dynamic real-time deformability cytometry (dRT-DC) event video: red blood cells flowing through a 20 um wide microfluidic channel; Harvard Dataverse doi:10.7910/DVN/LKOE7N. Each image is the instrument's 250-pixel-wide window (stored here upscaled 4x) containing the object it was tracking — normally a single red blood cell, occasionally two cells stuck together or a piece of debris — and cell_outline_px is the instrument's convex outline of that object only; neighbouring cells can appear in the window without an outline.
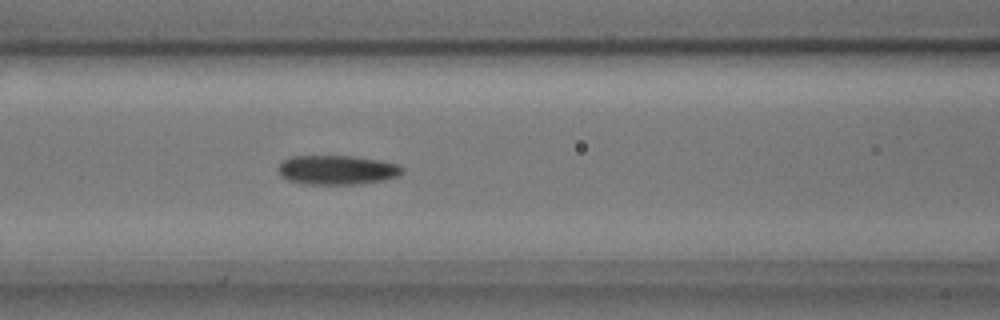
{"species": "common noctule bat (a hibernating species)", "species_latin": "Nyctalus noctula", "temperature_condition": "cold", "stored_images_in_passage": 7, "camera_frame_rate_fps": 3000, "um_per_image_px": 0.085, "animal": {"sex": "male", "body_mass_g": 17.9, "forearm_length_mm": 54.2}, "frame": {"image": 1, "passage_image": 7, "time_ms": 2.0, "image_size_px": [1000, 320], "cell_outline_px": [[404, 172], [396, 176], [384, 180], [356, 184], [304, 184], [288, 180], [280, 176], [276, 168], [284, 160], [292, 156], [356, 156], [380, 160], [396, 164], [404, 168]], "centroid_in_image_um": [28.62, 14.44], "position_along_channel_um": 138.0, "area_um2": 21.27}}